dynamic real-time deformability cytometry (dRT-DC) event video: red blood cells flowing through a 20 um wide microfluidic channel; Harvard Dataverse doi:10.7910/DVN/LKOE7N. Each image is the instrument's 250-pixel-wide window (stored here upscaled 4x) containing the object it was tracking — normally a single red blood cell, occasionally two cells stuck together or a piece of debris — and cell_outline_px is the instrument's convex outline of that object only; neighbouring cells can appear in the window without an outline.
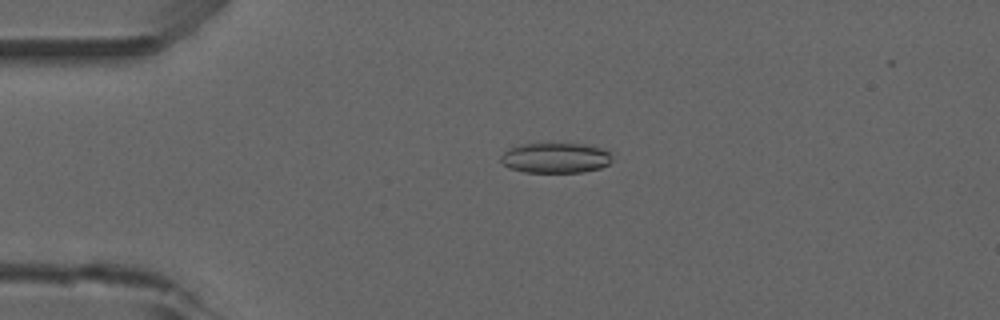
{"species": "common noctule bat (a hibernating species)", "species_latin": "Nyctalus noctula", "temperature_condition": "room temperature", "stored_images_in_passage": 52, "camera_frame_rate_fps": 3000, "um_per_image_px": 0.085, "animal": {"sex": "male", "forearm_length_mm": 52.5}, "frame": {"image": 1, "passage_image": 12, "time_ms": 3.667, "image_size_px": [1000, 320], "cell_outline_px": [[612, 160], [608, 164], [600, 168], [584, 172], [524, 172], [508, 168], [500, 160], [500, 156], [508, 148], [520, 144], [584, 144], [600, 148], [608, 152], [612, 156]], "centroid_in_image_um": [47.19, 13.43], "position_along_channel_um": 37.8, "area_um2": 19.59}}
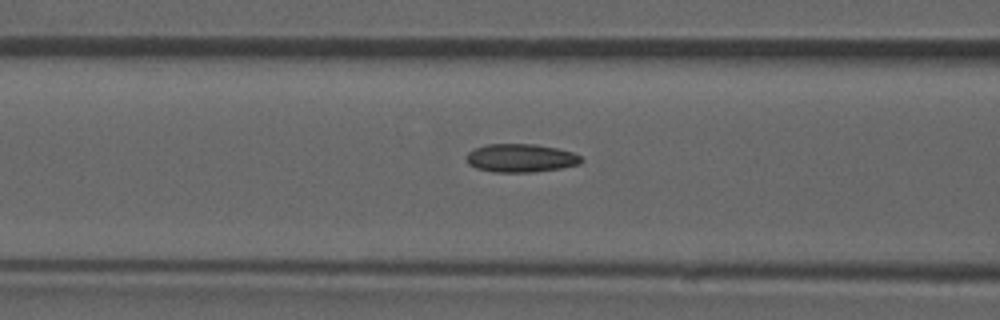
{"frame": {"image": 2, "passage_image": 21, "time_ms": 6.667, "image_size_px": [1000, 320], "cell_outline_px": [[584, 160], [580, 164], [560, 168], [532, 172], [492, 172], [476, 168], [468, 164], [468, 152], [476, 148], [488, 144], [536, 144], [556, 148], [572, 152], [580, 156]], "centroid_in_image_um": [44.28, 13.44], "position_along_channel_um": 122.3, "area_um2": 18.84}}
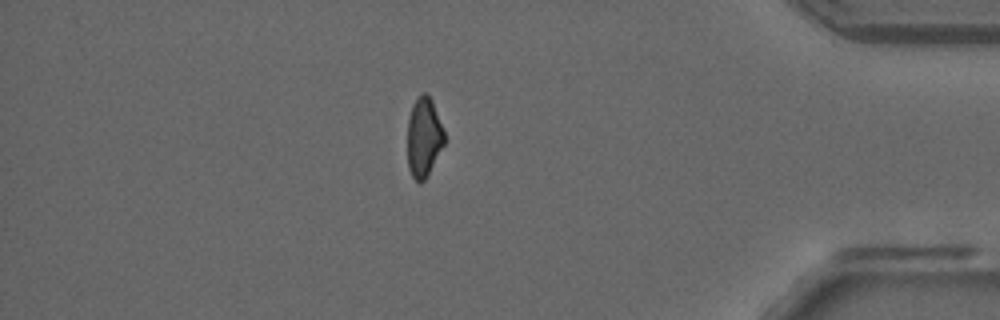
{"frame": {"image": 3, "passage_image": 45, "time_ms": 14.667, "image_size_px": [1000, 320], "cell_outline_px": [[444, 144], [424, 180], [420, 184], [412, 176], [408, 168], [408, 120], [412, 104], [416, 96], [424, 92], [432, 100], [444, 132]], "centroid_in_image_um": [36.0, 11.64], "position_along_channel_um": 399.2, "area_um2": 16.88}, "authors_computed_cell_mechanics": {"area_um2": 18.6694, "velocity_mm_per_s": 3.9296, "shape_relaxation_time_tau1_ms": 8.8639, "shape_relaxation_time_tau2_ms": 2.6363, "deformation_change_tau1": 0.1882, "deformation_change_tau2": 0.0962}}